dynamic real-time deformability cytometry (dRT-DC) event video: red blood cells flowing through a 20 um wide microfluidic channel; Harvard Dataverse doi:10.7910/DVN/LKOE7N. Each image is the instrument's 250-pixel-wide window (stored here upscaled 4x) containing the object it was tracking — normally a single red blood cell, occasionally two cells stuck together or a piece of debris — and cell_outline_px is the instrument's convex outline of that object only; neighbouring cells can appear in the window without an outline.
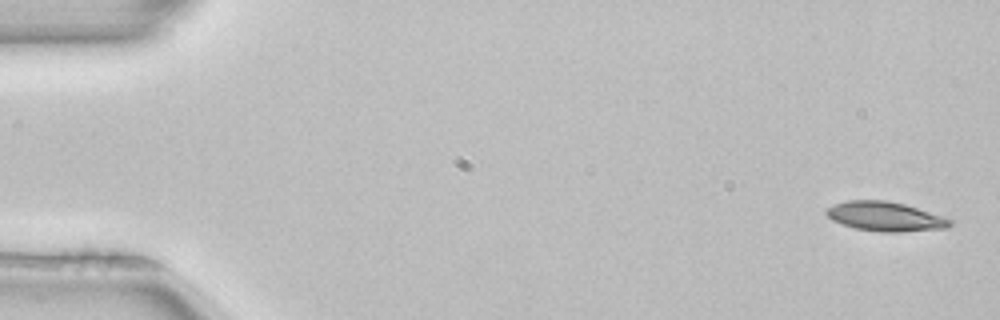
{"species": "common noctule bat (a hibernating species)", "species_latin": "Nyctalus noctula", "temperature_condition": "room temperature", "stored_images_in_passage": 4, "camera_frame_rate_fps": 3000, "um_per_image_px": 0.085, "animal": {"sex": "female", "body_mass_g": 22.7, "forearm_length_mm": 54.2}, "frame": {"image": 1, "passage_image": 1, "time_ms": 0.0, "image_size_px": [1000, 320], "cell_outline_px": [[952, 224], [948, 228], [900, 232], [880, 232], [856, 228], [832, 220], [824, 212], [828, 208], [836, 204], [848, 200], [888, 200], [904, 204], [952, 220]], "centroid_in_image_um": [75.24, 18.4], "position_along_channel_um": 9.8, "area_um2": 20.87}}
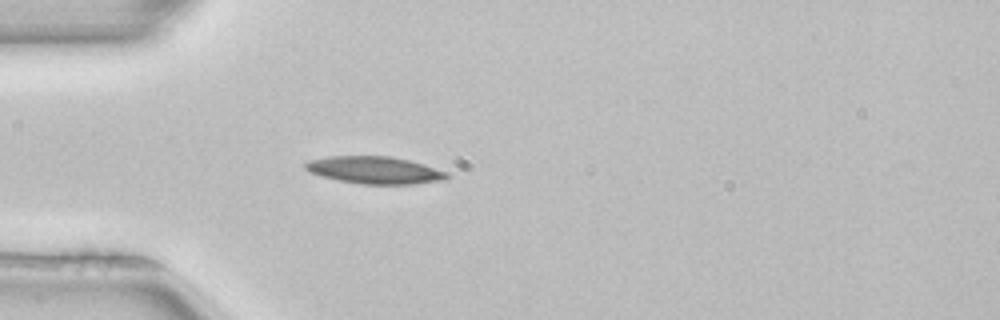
{"frame": {"image": 2, "passage_image": 4, "time_ms": 1.0, "image_size_px": [1000, 320], "cell_outline_px": [[452, 176], [444, 180], [412, 184], [360, 184], [320, 176], [308, 172], [304, 168], [304, 164], [308, 160], [328, 156], [388, 156], [408, 160], [424, 164], [448, 172]], "centroid_in_image_um": [31.84, 14.46], "position_along_channel_um": 53.2, "area_um2": 22.66}}